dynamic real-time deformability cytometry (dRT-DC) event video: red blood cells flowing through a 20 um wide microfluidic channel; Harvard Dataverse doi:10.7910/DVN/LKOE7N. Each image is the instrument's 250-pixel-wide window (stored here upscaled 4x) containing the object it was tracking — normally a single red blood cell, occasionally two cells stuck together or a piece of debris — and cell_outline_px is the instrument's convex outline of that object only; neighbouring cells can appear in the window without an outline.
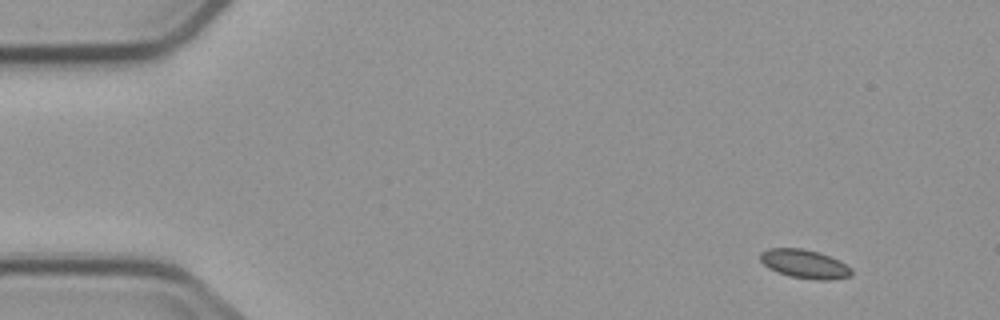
{"species": "common noctule bat (a hibernating species)", "species_latin": "Nyctalus noctula", "temperature_condition": "cold", "stored_images_in_passage": 9, "camera_frame_rate_fps": 3000, "um_per_image_px": 0.085, "animal": {"sex": "male", "body_mass_g": 23.1, "forearm_length_mm": 52.7}, "frame": {"image": 1, "passage_image": 1, "time_ms": 0.0, "image_size_px": [1000, 320], "cell_outline_px": [[852, 276], [828, 280], [816, 280], [788, 276], [776, 272], [768, 268], [760, 260], [760, 252], [768, 248], [804, 248], [820, 252], [840, 260], [852, 268]], "centroid_in_image_um": [68.4, 22.43], "position_along_channel_um": 16.6, "area_um2": 15.61}}
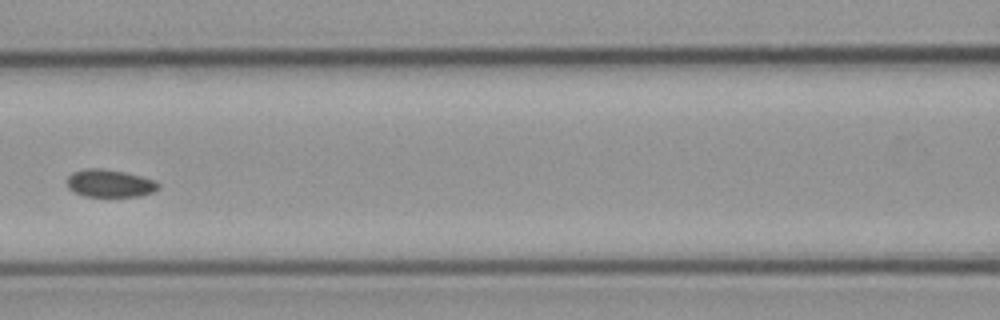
{"frame": {"image": 2, "passage_image": 6, "time_ms": 6.667, "image_size_px": [1000, 320], "cell_outline_px": [[160, 188], [152, 192], [140, 196], [84, 196], [68, 188], [68, 176], [72, 172], [84, 168], [100, 168], [124, 172], [140, 176], [152, 180], [160, 184]], "centroid_in_image_um": [9.32, 15.58], "position_along_channel_um": 157.3, "area_um2": 14.57}}
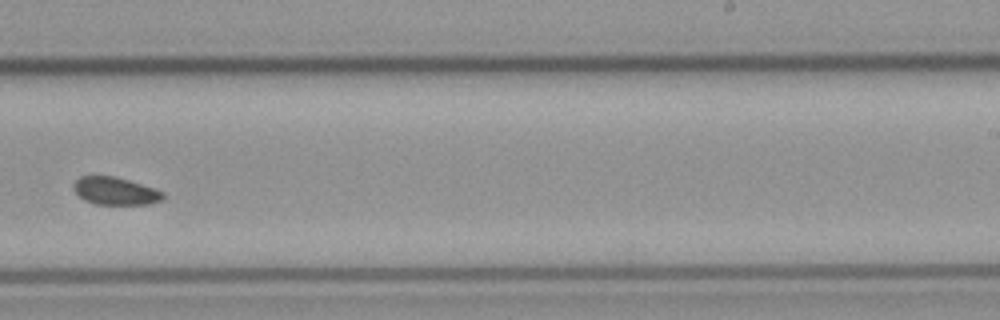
{"frame": {"image": 3, "passage_image": 9, "time_ms": 10.0, "image_size_px": [1000, 320], "cell_outline_px": [[164, 200], [152, 204], [96, 204], [84, 200], [72, 188], [72, 184], [80, 176], [116, 176], [156, 188], [164, 192]], "centroid_in_image_um": [9.84, 16.23], "position_along_channel_um": 279.2, "area_um2": 14.62}}